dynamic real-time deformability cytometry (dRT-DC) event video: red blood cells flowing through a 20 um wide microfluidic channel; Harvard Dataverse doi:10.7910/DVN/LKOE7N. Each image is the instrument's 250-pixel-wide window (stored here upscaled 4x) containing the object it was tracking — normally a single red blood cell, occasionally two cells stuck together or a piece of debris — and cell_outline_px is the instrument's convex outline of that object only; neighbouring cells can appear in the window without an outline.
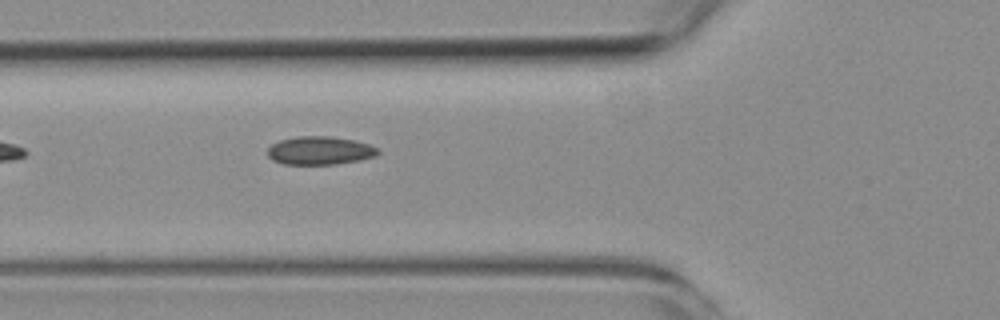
{"species": "common noctule bat (a hibernating species)", "species_latin": "Nyctalus noctula", "temperature_condition": "room temperature", "stored_images_in_passage": 5, "camera_frame_rate_fps": 3000, "um_per_image_px": 0.085, "animal": {"sex": "female", "body_mass_g": 19.3, "forearm_length_mm": 54.1}, "frame": {"image": 1, "passage_image": 5, "time_ms": 5.0, "image_size_px": [1000, 320], "cell_outline_px": [[380, 152], [376, 156], [360, 160], [332, 164], [284, 164], [272, 160], [268, 156], [268, 148], [272, 144], [280, 140], [296, 136], [328, 136], [352, 140], [368, 144], [376, 148]], "centroid_in_image_um": [27.16, 12.8], "position_along_channel_um": 98.6, "area_um2": 18.03}}